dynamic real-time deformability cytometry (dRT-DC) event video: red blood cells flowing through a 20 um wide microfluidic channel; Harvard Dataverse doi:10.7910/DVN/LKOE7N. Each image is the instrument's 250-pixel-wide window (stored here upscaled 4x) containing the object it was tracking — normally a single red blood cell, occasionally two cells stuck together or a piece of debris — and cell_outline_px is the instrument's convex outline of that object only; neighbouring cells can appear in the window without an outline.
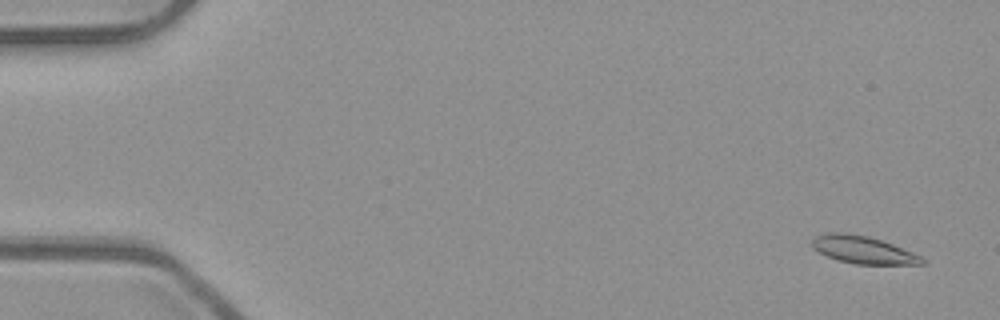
{"species": "common noctule bat (a hibernating species)", "species_latin": "Nyctalus noctula", "temperature_condition": "room temperature", "stored_images_in_passage": 52, "camera_frame_rate_fps": 3000, "um_per_image_px": 0.085, "animal": {"sex": "male", "body_mass_g": 23.1, "forearm_length_mm": 52.7}, "frame": {"image": 1, "passage_image": 1, "time_ms": 0.0, "image_size_px": [1000, 320], "cell_outline_px": [[924, 264], [856, 264], [840, 260], [828, 256], [812, 248], [812, 240], [816, 236], [828, 232], [848, 232], [868, 236], [892, 244], [920, 256], [924, 260]], "centroid_in_image_um": [73.32, 21.22], "position_along_channel_um": 11.7, "area_um2": 17.34}}
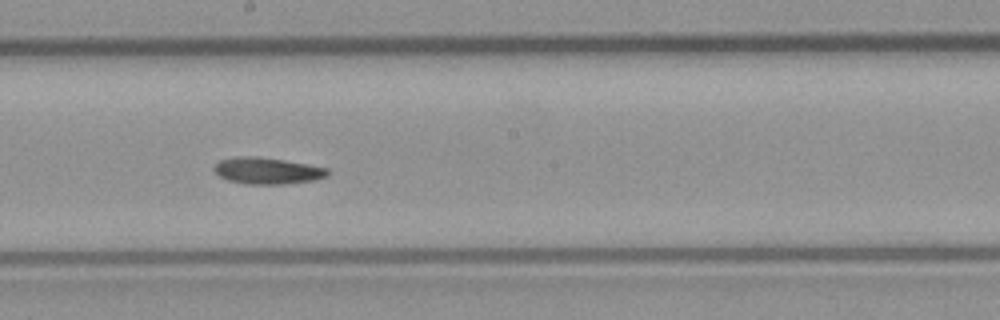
{"frame": {"image": 2, "passage_image": 28, "time_ms": 9.0, "image_size_px": [1000, 320], "cell_outline_px": [[332, 172], [328, 176], [312, 180], [284, 184], [244, 184], [228, 180], [220, 176], [212, 168], [220, 160], [236, 156], [256, 156], [284, 160], [308, 164], [328, 168]], "centroid_in_image_um": [22.74, 14.51], "position_along_channel_um": 225.5, "area_um2": 17.63}}
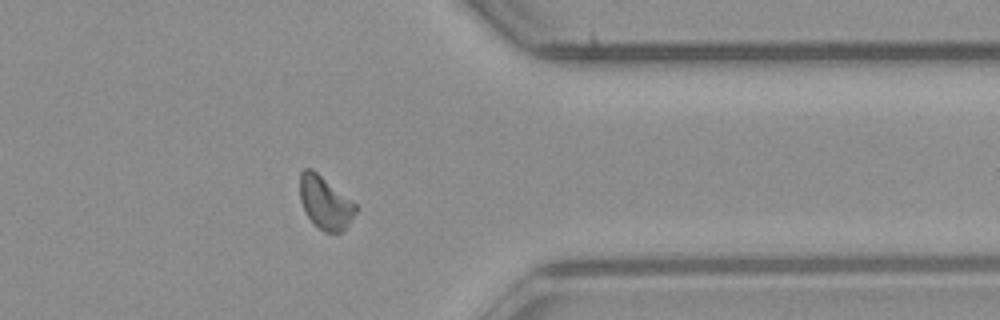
{"frame": {"image": 3, "passage_image": 41, "time_ms": 13.333, "image_size_px": [1000, 320], "cell_outline_px": [[356, 212], [348, 224], [340, 232], [324, 232], [304, 212], [300, 200], [300, 172], [304, 168], [312, 168], [356, 204]], "centroid_in_image_um": [27.61, 17.2], "position_along_channel_um": 383.8, "area_um2": 16.88}, "authors_computed_cell_mechanics": {"area_um2": 17.2244, "velocity_mm_per_s": 3.9138, "shape_relaxation_time_tau1_ms": 8.2797, "shape_relaxation_time_tau2_ms": null, "deformation_change_tau1": 0.1705, "deformation_change_tau2": null}}